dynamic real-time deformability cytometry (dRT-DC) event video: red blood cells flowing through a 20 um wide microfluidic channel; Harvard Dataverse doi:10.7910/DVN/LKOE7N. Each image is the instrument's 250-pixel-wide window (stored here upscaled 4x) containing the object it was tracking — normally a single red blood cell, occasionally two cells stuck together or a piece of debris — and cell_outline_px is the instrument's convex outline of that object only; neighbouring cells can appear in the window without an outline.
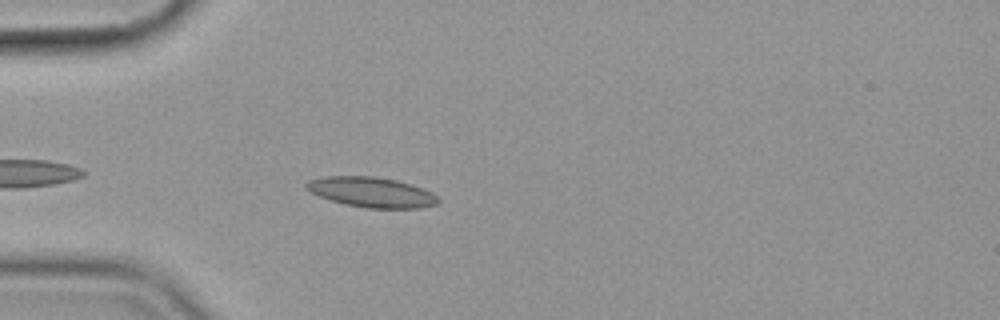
{"species": "common noctule bat (a hibernating species)", "species_latin": "Nyctalus noctula", "temperature_condition": "cold", "stored_images_in_passage": 21, "camera_frame_rate_fps": 3000, "um_per_image_px": 0.085, "animal": {"sex": "female", "body_mass_g": 19.9}, "frame": {"image": 1, "passage_image": 6, "time_ms": 1.667, "image_size_px": [1000, 320], "cell_outline_px": [[440, 200], [436, 204], [420, 208], [364, 208], [344, 204], [320, 196], [304, 188], [304, 184], [308, 180], [324, 176], [372, 176], [396, 180], [412, 184], [432, 192]], "centroid_in_image_um": [31.57, 16.33], "position_along_channel_um": 53.4, "area_um2": 23.18}}
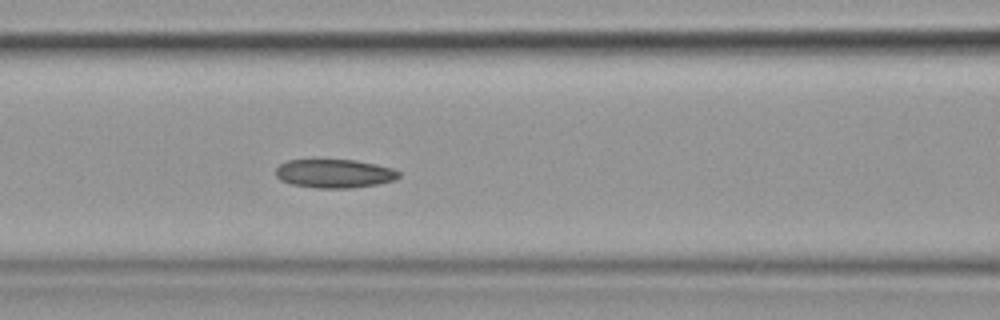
{"frame": {"image": 2, "passage_image": 14, "time_ms": 4.333, "image_size_px": [1000, 320], "cell_outline_px": [[400, 176], [396, 180], [376, 184], [352, 188], [316, 188], [292, 184], [280, 180], [276, 176], [276, 168], [280, 164], [288, 160], [356, 160], [376, 164], [392, 168], [400, 172]], "centroid_in_image_um": [28.44, 14.75], "position_along_channel_um": 138.2, "area_um2": 20.58}}
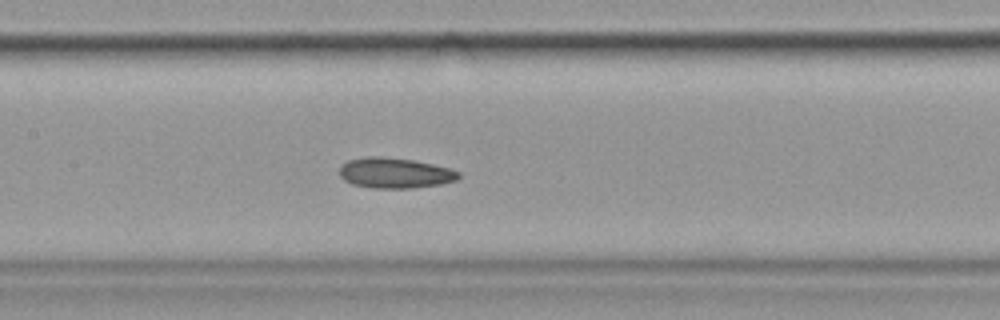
{"frame": {"image": 3, "passage_image": 17, "time_ms": 5.333, "image_size_px": [1000, 320], "cell_outline_px": [[460, 176], [456, 180], [440, 184], [412, 188], [372, 188], [352, 184], [344, 180], [340, 176], [340, 168], [348, 160], [364, 156], [384, 156], [412, 160], [432, 164], [448, 168], [460, 172]], "centroid_in_image_um": [33.54, 14.7], "position_along_channel_um": 173.9, "area_um2": 21.1}}